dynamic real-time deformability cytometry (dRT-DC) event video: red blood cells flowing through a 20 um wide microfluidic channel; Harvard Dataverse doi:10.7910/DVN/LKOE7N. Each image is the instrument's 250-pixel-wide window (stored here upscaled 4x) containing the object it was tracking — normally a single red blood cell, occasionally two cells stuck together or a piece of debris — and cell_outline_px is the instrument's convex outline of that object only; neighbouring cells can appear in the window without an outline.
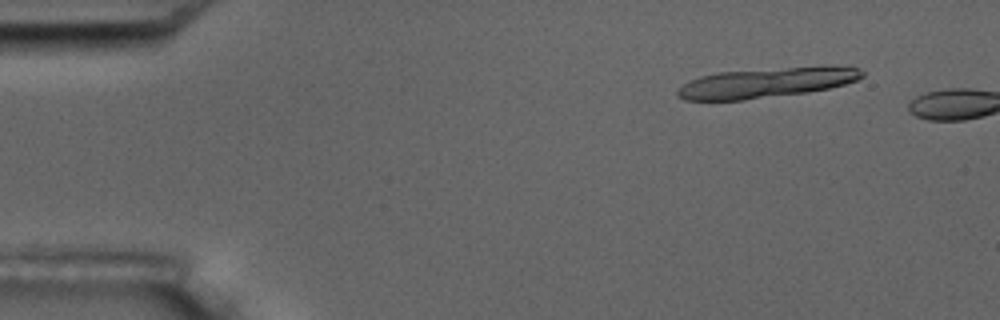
{"species": "common noctule bat (a hibernating species)", "species_latin": "Nyctalus noctula", "temperature_condition": "room temperature", "stored_images_in_passage": 3, "camera_frame_rate_fps": 3000, "um_per_image_px": 0.085, "animal": {"sex": "male", "body_mass_g": 17.5, "forearm_length_mm": 52.3}, "frame": {"image": 1, "passage_image": 2, "time_ms": 1.0, "image_size_px": [1000, 320], "cell_outline_px": [[864, 76], [856, 80], [844, 84], [828, 88], [808, 92], [744, 100], [684, 100], [676, 96], [676, 92], [684, 84], [700, 76], [720, 72], [824, 64], [860, 68], [864, 72]], "centroid_in_image_um": [65.22, 7.0], "position_along_channel_um": 19.8, "area_um2": 32.66}}